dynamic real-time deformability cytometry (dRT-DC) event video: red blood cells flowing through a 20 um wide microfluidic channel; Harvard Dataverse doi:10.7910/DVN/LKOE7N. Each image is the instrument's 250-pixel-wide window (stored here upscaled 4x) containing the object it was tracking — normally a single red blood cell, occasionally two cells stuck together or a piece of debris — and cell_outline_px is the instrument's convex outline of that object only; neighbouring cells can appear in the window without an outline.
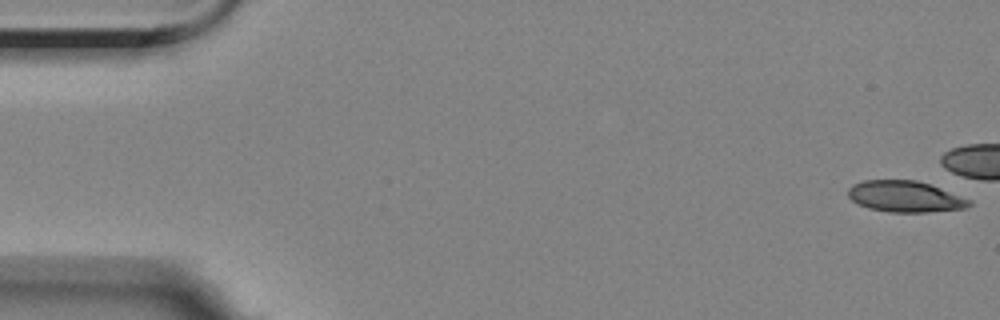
{"species": "Egyptian fruit bat (a non-hibernating species)", "species_latin": "Rousettus aegyptiacus", "temperature_condition": "room temperature", "stored_images_in_passage": 8, "camera_frame_rate_fps": 3000, "um_per_image_px": 0.085, "animal": {"sex": "female"}, "frame": {"image": 1, "passage_image": 1, "time_ms": 0.0, "image_size_px": [1000, 320], "cell_outline_px": [[972, 204], [964, 208], [928, 212], [888, 212], [868, 208], [852, 200], [848, 196], [848, 188], [852, 184], [864, 180], [916, 180], [928, 184], [972, 200]], "centroid_in_image_um": [76.91, 16.7], "position_along_channel_um": 8.1, "area_um2": 21.85}}